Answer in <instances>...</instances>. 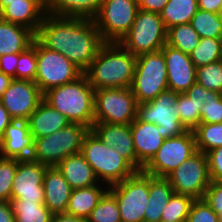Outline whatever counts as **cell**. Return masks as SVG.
<instances>
[{
  "mask_svg": "<svg viewBox=\"0 0 222 222\" xmlns=\"http://www.w3.org/2000/svg\"><path fill=\"white\" fill-rule=\"evenodd\" d=\"M200 39L190 23L176 25L167 30V44L188 55L198 46Z\"/></svg>",
  "mask_w": 222,
  "mask_h": 222,
  "instance_id": "4dcf8cb0",
  "label": "cell"
},
{
  "mask_svg": "<svg viewBox=\"0 0 222 222\" xmlns=\"http://www.w3.org/2000/svg\"><path fill=\"white\" fill-rule=\"evenodd\" d=\"M34 39L35 34L30 29L0 18V56L21 53Z\"/></svg>",
  "mask_w": 222,
  "mask_h": 222,
  "instance_id": "d4e9b609",
  "label": "cell"
},
{
  "mask_svg": "<svg viewBox=\"0 0 222 222\" xmlns=\"http://www.w3.org/2000/svg\"><path fill=\"white\" fill-rule=\"evenodd\" d=\"M196 82L205 89L222 94V61L197 67Z\"/></svg>",
  "mask_w": 222,
  "mask_h": 222,
  "instance_id": "74e56055",
  "label": "cell"
},
{
  "mask_svg": "<svg viewBox=\"0 0 222 222\" xmlns=\"http://www.w3.org/2000/svg\"><path fill=\"white\" fill-rule=\"evenodd\" d=\"M161 50L166 62L168 90L185 93L196 82V67L190 55L167 43Z\"/></svg>",
  "mask_w": 222,
  "mask_h": 222,
  "instance_id": "e0dca14e",
  "label": "cell"
},
{
  "mask_svg": "<svg viewBox=\"0 0 222 222\" xmlns=\"http://www.w3.org/2000/svg\"><path fill=\"white\" fill-rule=\"evenodd\" d=\"M220 60L222 61V44H221V57Z\"/></svg>",
  "mask_w": 222,
  "mask_h": 222,
  "instance_id": "680465c9",
  "label": "cell"
},
{
  "mask_svg": "<svg viewBox=\"0 0 222 222\" xmlns=\"http://www.w3.org/2000/svg\"><path fill=\"white\" fill-rule=\"evenodd\" d=\"M136 61L119 42H105L84 74L95 90L130 88Z\"/></svg>",
  "mask_w": 222,
  "mask_h": 222,
  "instance_id": "7a4b0ae2",
  "label": "cell"
},
{
  "mask_svg": "<svg viewBox=\"0 0 222 222\" xmlns=\"http://www.w3.org/2000/svg\"><path fill=\"white\" fill-rule=\"evenodd\" d=\"M36 57L37 72L34 82L42 94L52 88L75 81L83 74L66 56L46 48L37 38Z\"/></svg>",
  "mask_w": 222,
  "mask_h": 222,
  "instance_id": "ba28073f",
  "label": "cell"
},
{
  "mask_svg": "<svg viewBox=\"0 0 222 222\" xmlns=\"http://www.w3.org/2000/svg\"><path fill=\"white\" fill-rule=\"evenodd\" d=\"M138 10V0H102L94 22L104 42H120L133 25Z\"/></svg>",
  "mask_w": 222,
  "mask_h": 222,
  "instance_id": "7c38bea8",
  "label": "cell"
},
{
  "mask_svg": "<svg viewBox=\"0 0 222 222\" xmlns=\"http://www.w3.org/2000/svg\"><path fill=\"white\" fill-rule=\"evenodd\" d=\"M43 100V94L34 81L13 79L0 97L4 108L14 120L27 121Z\"/></svg>",
  "mask_w": 222,
  "mask_h": 222,
  "instance_id": "9a60e30c",
  "label": "cell"
},
{
  "mask_svg": "<svg viewBox=\"0 0 222 222\" xmlns=\"http://www.w3.org/2000/svg\"><path fill=\"white\" fill-rule=\"evenodd\" d=\"M89 128L80 123H70L55 133L34 138L31 160L48 167L57 166L69 155L81 152L82 141Z\"/></svg>",
  "mask_w": 222,
  "mask_h": 222,
  "instance_id": "5b68a950",
  "label": "cell"
},
{
  "mask_svg": "<svg viewBox=\"0 0 222 222\" xmlns=\"http://www.w3.org/2000/svg\"><path fill=\"white\" fill-rule=\"evenodd\" d=\"M194 200L190 196L174 193L162 211L161 220L186 221Z\"/></svg>",
  "mask_w": 222,
  "mask_h": 222,
  "instance_id": "8d00e7d4",
  "label": "cell"
},
{
  "mask_svg": "<svg viewBox=\"0 0 222 222\" xmlns=\"http://www.w3.org/2000/svg\"><path fill=\"white\" fill-rule=\"evenodd\" d=\"M218 216H219V222H222V211Z\"/></svg>",
  "mask_w": 222,
  "mask_h": 222,
  "instance_id": "9f6ffc18",
  "label": "cell"
},
{
  "mask_svg": "<svg viewBox=\"0 0 222 222\" xmlns=\"http://www.w3.org/2000/svg\"><path fill=\"white\" fill-rule=\"evenodd\" d=\"M0 222H15V215L10 202L0 201Z\"/></svg>",
  "mask_w": 222,
  "mask_h": 222,
  "instance_id": "c3c4849f",
  "label": "cell"
},
{
  "mask_svg": "<svg viewBox=\"0 0 222 222\" xmlns=\"http://www.w3.org/2000/svg\"><path fill=\"white\" fill-rule=\"evenodd\" d=\"M35 37L48 49L66 56L83 73L105 43L94 20L49 13Z\"/></svg>",
  "mask_w": 222,
  "mask_h": 222,
  "instance_id": "6da1fadb",
  "label": "cell"
},
{
  "mask_svg": "<svg viewBox=\"0 0 222 222\" xmlns=\"http://www.w3.org/2000/svg\"><path fill=\"white\" fill-rule=\"evenodd\" d=\"M14 119L10 116L8 111L4 108L0 101V139L4 134L5 128L13 121Z\"/></svg>",
  "mask_w": 222,
  "mask_h": 222,
  "instance_id": "f907efd6",
  "label": "cell"
},
{
  "mask_svg": "<svg viewBox=\"0 0 222 222\" xmlns=\"http://www.w3.org/2000/svg\"><path fill=\"white\" fill-rule=\"evenodd\" d=\"M190 24L200 38H222V21L217 13L198 9Z\"/></svg>",
  "mask_w": 222,
  "mask_h": 222,
  "instance_id": "1f68e13d",
  "label": "cell"
},
{
  "mask_svg": "<svg viewBox=\"0 0 222 222\" xmlns=\"http://www.w3.org/2000/svg\"><path fill=\"white\" fill-rule=\"evenodd\" d=\"M212 90L205 89L203 86H201L199 83L195 82L186 92L185 94L193 100L196 101H203L205 100V97H208V94Z\"/></svg>",
  "mask_w": 222,
  "mask_h": 222,
  "instance_id": "7dc6e473",
  "label": "cell"
},
{
  "mask_svg": "<svg viewBox=\"0 0 222 222\" xmlns=\"http://www.w3.org/2000/svg\"><path fill=\"white\" fill-rule=\"evenodd\" d=\"M119 43L136 57L161 50L167 43V29L160 13L138 10L133 25Z\"/></svg>",
  "mask_w": 222,
  "mask_h": 222,
  "instance_id": "8992f818",
  "label": "cell"
},
{
  "mask_svg": "<svg viewBox=\"0 0 222 222\" xmlns=\"http://www.w3.org/2000/svg\"><path fill=\"white\" fill-rule=\"evenodd\" d=\"M222 38H201L198 46L190 54L195 67L220 60Z\"/></svg>",
  "mask_w": 222,
  "mask_h": 222,
  "instance_id": "e575fe53",
  "label": "cell"
},
{
  "mask_svg": "<svg viewBox=\"0 0 222 222\" xmlns=\"http://www.w3.org/2000/svg\"><path fill=\"white\" fill-rule=\"evenodd\" d=\"M102 0H46L47 13L55 16L94 20Z\"/></svg>",
  "mask_w": 222,
  "mask_h": 222,
  "instance_id": "83f0119b",
  "label": "cell"
},
{
  "mask_svg": "<svg viewBox=\"0 0 222 222\" xmlns=\"http://www.w3.org/2000/svg\"><path fill=\"white\" fill-rule=\"evenodd\" d=\"M34 149V137L28 121L13 120L0 139V156L14 159H30Z\"/></svg>",
  "mask_w": 222,
  "mask_h": 222,
  "instance_id": "d6986e66",
  "label": "cell"
},
{
  "mask_svg": "<svg viewBox=\"0 0 222 222\" xmlns=\"http://www.w3.org/2000/svg\"><path fill=\"white\" fill-rule=\"evenodd\" d=\"M179 93L166 90L154 99L137 104V118L141 121L154 123L158 133L164 139L184 134L187 130L181 124L175 104Z\"/></svg>",
  "mask_w": 222,
  "mask_h": 222,
  "instance_id": "8fae6325",
  "label": "cell"
},
{
  "mask_svg": "<svg viewBox=\"0 0 222 222\" xmlns=\"http://www.w3.org/2000/svg\"><path fill=\"white\" fill-rule=\"evenodd\" d=\"M130 128L138 159V171H142L162 146L164 138L158 133L156 124L141 121L137 117L130 123Z\"/></svg>",
  "mask_w": 222,
  "mask_h": 222,
  "instance_id": "44dd1931",
  "label": "cell"
},
{
  "mask_svg": "<svg viewBox=\"0 0 222 222\" xmlns=\"http://www.w3.org/2000/svg\"><path fill=\"white\" fill-rule=\"evenodd\" d=\"M57 168L72 189L90 187L100 183L92 167L81 153L69 155L57 165Z\"/></svg>",
  "mask_w": 222,
  "mask_h": 222,
  "instance_id": "cb8c5ba5",
  "label": "cell"
},
{
  "mask_svg": "<svg viewBox=\"0 0 222 222\" xmlns=\"http://www.w3.org/2000/svg\"><path fill=\"white\" fill-rule=\"evenodd\" d=\"M17 54H5L0 56V72H3L5 75L16 79V68L18 62Z\"/></svg>",
  "mask_w": 222,
  "mask_h": 222,
  "instance_id": "f6af8a7d",
  "label": "cell"
},
{
  "mask_svg": "<svg viewBox=\"0 0 222 222\" xmlns=\"http://www.w3.org/2000/svg\"><path fill=\"white\" fill-rule=\"evenodd\" d=\"M22 0H0V12L7 6V2H16Z\"/></svg>",
  "mask_w": 222,
  "mask_h": 222,
  "instance_id": "db71d44e",
  "label": "cell"
},
{
  "mask_svg": "<svg viewBox=\"0 0 222 222\" xmlns=\"http://www.w3.org/2000/svg\"><path fill=\"white\" fill-rule=\"evenodd\" d=\"M46 13V0H22L7 2L0 18L24 26L36 35Z\"/></svg>",
  "mask_w": 222,
  "mask_h": 222,
  "instance_id": "ffe728a7",
  "label": "cell"
},
{
  "mask_svg": "<svg viewBox=\"0 0 222 222\" xmlns=\"http://www.w3.org/2000/svg\"><path fill=\"white\" fill-rule=\"evenodd\" d=\"M130 88L137 103L148 102L168 90L166 62L162 50L137 57Z\"/></svg>",
  "mask_w": 222,
  "mask_h": 222,
  "instance_id": "52a82bcc",
  "label": "cell"
},
{
  "mask_svg": "<svg viewBox=\"0 0 222 222\" xmlns=\"http://www.w3.org/2000/svg\"><path fill=\"white\" fill-rule=\"evenodd\" d=\"M80 153L92 167L99 182L108 186L122 182L137 171L113 147L105 146L91 129L83 138Z\"/></svg>",
  "mask_w": 222,
  "mask_h": 222,
  "instance_id": "277c9868",
  "label": "cell"
},
{
  "mask_svg": "<svg viewBox=\"0 0 222 222\" xmlns=\"http://www.w3.org/2000/svg\"><path fill=\"white\" fill-rule=\"evenodd\" d=\"M186 222H219V216L204 199H196L191 206Z\"/></svg>",
  "mask_w": 222,
  "mask_h": 222,
  "instance_id": "b9f144b4",
  "label": "cell"
},
{
  "mask_svg": "<svg viewBox=\"0 0 222 222\" xmlns=\"http://www.w3.org/2000/svg\"><path fill=\"white\" fill-rule=\"evenodd\" d=\"M86 220L87 222H122L117 201L109 190L104 193Z\"/></svg>",
  "mask_w": 222,
  "mask_h": 222,
  "instance_id": "d590c367",
  "label": "cell"
},
{
  "mask_svg": "<svg viewBox=\"0 0 222 222\" xmlns=\"http://www.w3.org/2000/svg\"><path fill=\"white\" fill-rule=\"evenodd\" d=\"M166 179L176 194L187 195L195 200L203 199L211 182L206 154L197 151L169 173Z\"/></svg>",
  "mask_w": 222,
  "mask_h": 222,
  "instance_id": "5bb4252c",
  "label": "cell"
},
{
  "mask_svg": "<svg viewBox=\"0 0 222 222\" xmlns=\"http://www.w3.org/2000/svg\"><path fill=\"white\" fill-rule=\"evenodd\" d=\"M115 197L122 222H143L149 198V174L136 171L122 182L109 186Z\"/></svg>",
  "mask_w": 222,
  "mask_h": 222,
  "instance_id": "30bf717a",
  "label": "cell"
},
{
  "mask_svg": "<svg viewBox=\"0 0 222 222\" xmlns=\"http://www.w3.org/2000/svg\"><path fill=\"white\" fill-rule=\"evenodd\" d=\"M13 78L0 72V97L3 95L4 91L10 86Z\"/></svg>",
  "mask_w": 222,
  "mask_h": 222,
  "instance_id": "f5cc1de1",
  "label": "cell"
},
{
  "mask_svg": "<svg viewBox=\"0 0 222 222\" xmlns=\"http://www.w3.org/2000/svg\"><path fill=\"white\" fill-rule=\"evenodd\" d=\"M174 193L166 178L149 175V198L144 211L143 222H159L164 207Z\"/></svg>",
  "mask_w": 222,
  "mask_h": 222,
  "instance_id": "484cf974",
  "label": "cell"
},
{
  "mask_svg": "<svg viewBox=\"0 0 222 222\" xmlns=\"http://www.w3.org/2000/svg\"><path fill=\"white\" fill-rule=\"evenodd\" d=\"M203 199L219 215L222 211V181H211Z\"/></svg>",
  "mask_w": 222,
  "mask_h": 222,
  "instance_id": "7bdbcfd3",
  "label": "cell"
},
{
  "mask_svg": "<svg viewBox=\"0 0 222 222\" xmlns=\"http://www.w3.org/2000/svg\"><path fill=\"white\" fill-rule=\"evenodd\" d=\"M137 104L131 88L95 90L94 122L130 124L137 117Z\"/></svg>",
  "mask_w": 222,
  "mask_h": 222,
  "instance_id": "9c48e42d",
  "label": "cell"
},
{
  "mask_svg": "<svg viewBox=\"0 0 222 222\" xmlns=\"http://www.w3.org/2000/svg\"><path fill=\"white\" fill-rule=\"evenodd\" d=\"M44 205L52 214L64 213L68 206L72 187L57 166L47 167L44 178Z\"/></svg>",
  "mask_w": 222,
  "mask_h": 222,
  "instance_id": "7402d4cb",
  "label": "cell"
},
{
  "mask_svg": "<svg viewBox=\"0 0 222 222\" xmlns=\"http://www.w3.org/2000/svg\"><path fill=\"white\" fill-rule=\"evenodd\" d=\"M159 222H171V221H163V220H160ZM177 222H186V221H177Z\"/></svg>",
  "mask_w": 222,
  "mask_h": 222,
  "instance_id": "6f0895ef",
  "label": "cell"
},
{
  "mask_svg": "<svg viewBox=\"0 0 222 222\" xmlns=\"http://www.w3.org/2000/svg\"><path fill=\"white\" fill-rule=\"evenodd\" d=\"M94 94L95 89L83 73L75 81L45 92L43 100L71 123H80L91 129L94 125Z\"/></svg>",
  "mask_w": 222,
  "mask_h": 222,
  "instance_id": "3957f363",
  "label": "cell"
},
{
  "mask_svg": "<svg viewBox=\"0 0 222 222\" xmlns=\"http://www.w3.org/2000/svg\"><path fill=\"white\" fill-rule=\"evenodd\" d=\"M51 222H87V220L64 212L53 214Z\"/></svg>",
  "mask_w": 222,
  "mask_h": 222,
  "instance_id": "816d5d0a",
  "label": "cell"
},
{
  "mask_svg": "<svg viewBox=\"0 0 222 222\" xmlns=\"http://www.w3.org/2000/svg\"><path fill=\"white\" fill-rule=\"evenodd\" d=\"M211 181H222V146L206 153Z\"/></svg>",
  "mask_w": 222,
  "mask_h": 222,
  "instance_id": "ee69618b",
  "label": "cell"
},
{
  "mask_svg": "<svg viewBox=\"0 0 222 222\" xmlns=\"http://www.w3.org/2000/svg\"><path fill=\"white\" fill-rule=\"evenodd\" d=\"M196 152L194 132L187 130L180 136L164 139L162 146L143 167L142 171L154 177L166 178L169 173Z\"/></svg>",
  "mask_w": 222,
  "mask_h": 222,
  "instance_id": "4fadbf2b",
  "label": "cell"
},
{
  "mask_svg": "<svg viewBox=\"0 0 222 222\" xmlns=\"http://www.w3.org/2000/svg\"><path fill=\"white\" fill-rule=\"evenodd\" d=\"M198 9L217 13L222 7V0H197Z\"/></svg>",
  "mask_w": 222,
  "mask_h": 222,
  "instance_id": "681fc988",
  "label": "cell"
},
{
  "mask_svg": "<svg viewBox=\"0 0 222 222\" xmlns=\"http://www.w3.org/2000/svg\"><path fill=\"white\" fill-rule=\"evenodd\" d=\"M37 72L36 37L32 45L19 53L16 79L35 81Z\"/></svg>",
  "mask_w": 222,
  "mask_h": 222,
  "instance_id": "f35d334b",
  "label": "cell"
},
{
  "mask_svg": "<svg viewBox=\"0 0 222 222\" xmlns=\"http://www.w3.org/2000/svg\"><path fill=\"white\" fill-rule=\"evenodd\" d=\"M203 104V101H196L185 93H179L175 107L179 120L186 130L193 131L199 125Z\"/></svg>",
  "mask_w": 222,
  "mask_h": 222,
  "instance_id": "d6a6232c",
  "label": "cell"
},
{
  "mask_svg": "<svg viewBox=\"0 0 222 222\" xmlns=\"http://www.w3.org/2000/svg\"><path fill=\"white\" fill-rule=\"evenodd\" d=\"M196 139L197 151L207 153L222 146V122L199 123L193 130Z\"/></svg>",
  "mask_w": 222,
  "mask_h": 222,
  "instance_id": "836d02e7",
  "label": "cell"
},
{
  "mask_svg": "<svg viewBox=\"0 0 222 222\" xmlns=\"http://www.w3.org/2000/svg\"><path fill=\"white\" fill-rule=\"evenodd\" d=\"M17 169V159L0 156V201L10 202L12 181Z\"/></svg>",
  "mask_w": 222,
  "mask_h": 222,
  "instance_id": "ab89813d",
  "label": "cell"
},
{
  "mask_svg": "<svg viewBox=\"0 0 222 222\" xmlns=\"http://www.w3.org/2000/svg\"><path fill=\"white\" fill-rule=\"evenodd\" d=\"M15 222H51L53 214L44 203L25 200L10 201Z\"/></svg>",
  "mask_w": 222,
  "mask_h": 222,
  "instance_id": "f546056e",
  "label": "cell"
},
{
  "mask_svg": "<svg viewBox=\"0 0 222 222\" xmlns=\"http://www.w3.org/2000/svg\"><path fill=\"white\" fill-rule=\"evenodd\" d=\"M47 167L31 159H17L11 200L44 203L43 178Z\"/></svg>",
  "mask_w": 222,
  "mask_h": 222,
  "instance_id": "2e32d148",
  "label": "cell"
},
{
  "mask_svg": "<svg viewBox=\"0 0 222 222\" xmlns=\"http://www.w3.org/2000/svg\"><path fill=\"white\" fill-rule=\"evenodd\" d=\"M169 0H138L139 10L160 13Z\"/></svg>",
  "mask_w": 222,
  "mask_h": 222,
  "instance_id": "bcb514c9",
  "label": "cell"
},
{
  "mask_svg": "<svg viewBox=\"0 0 222 222\" xmlns=\"http://www.w3.org/2000/svg\"><path fill=\"white\" fill-rule=\"evenodd\" d=\"M91 130L105 146L113 147L118 155L123 156L138 171V159L134 149L130 124L94 122Z\"/></svg>",
  "mask_w": 222,
  "mask_h": 222,
  "instance_id": "ac0fdd59",
  "label": "cell"
},
{
  "mask_svg": "<svg viewBox=\"0 0 222 222\" xmlns=\"http://www.w3.org/2000/svg\"><path fill=\"white\" fill-rule=\"evenodd\" d=\"M29 130L34 138L51 135L71 122L59 111L42 100L28 118Z\"/></svg>",
  "mask_w": 222,
  "mask_h": 222,
  "instance_id": "603a6c76",
  "label": "cell"
},
{
  "mask_svg": "<svg viewBox=\"0 0 222 222\" xmlns=\"http://www.w3.org/2000/svg\"><path fill=\"white\" fill-rule=\"evenodd\" d=\"M198 10L197 0H169L160 12L165 28L190 23Z\"/></svg>",
  "mask_w": 222,
  "mask_h": 222,
  "instance_id": "f1b7e54d",
  "label": "cell"
},
{
  "mask_svg": "<svg viewBox=\"0 0 222 222\" xmlns=\"http://www.w3.org/2000/svg\"><path fill=\"white\" fill-rule=\"evenodd\" d=\"M200 114V123H221L222 122V94L211 91L205 97Z\"/></svg>",
  "mask_w": 222,
  "mask_h": 222,
  "instance_id": "60d3db41",
  "label": "cell"
},
{
  "mask_svg": "<svg viewBox=\"0 0 222 222\" xmlns=\"http://www.w3.org/2000/svg\"><path fill=\"white\" fill-rule=\"evenodd\" d=\"M108 189L109 186L101 182L94 186L73 189L68 201L66 213L87 219Z\"/></svg>",
  "mask_w": 222,
  "mask_h": 222,
  "instance_id": "4316f807",
  "label": "cell"
},
{
  "mask_svg": "<svg viewBox=\"0 0 222 222\" xmlns=\"http://www.w3.org/2000/svg\"><path fill=\"white\" fill-rule=\"evenodd\" d=\"M218 15H219V18H220L221 21H222V7H221V9L219 10Z\"/></svg>",
  "mask_w": 222,
  "mask_h": 222,
  "instance_id": "11a10c76",
  "label": "cell"
}]
</instances>
